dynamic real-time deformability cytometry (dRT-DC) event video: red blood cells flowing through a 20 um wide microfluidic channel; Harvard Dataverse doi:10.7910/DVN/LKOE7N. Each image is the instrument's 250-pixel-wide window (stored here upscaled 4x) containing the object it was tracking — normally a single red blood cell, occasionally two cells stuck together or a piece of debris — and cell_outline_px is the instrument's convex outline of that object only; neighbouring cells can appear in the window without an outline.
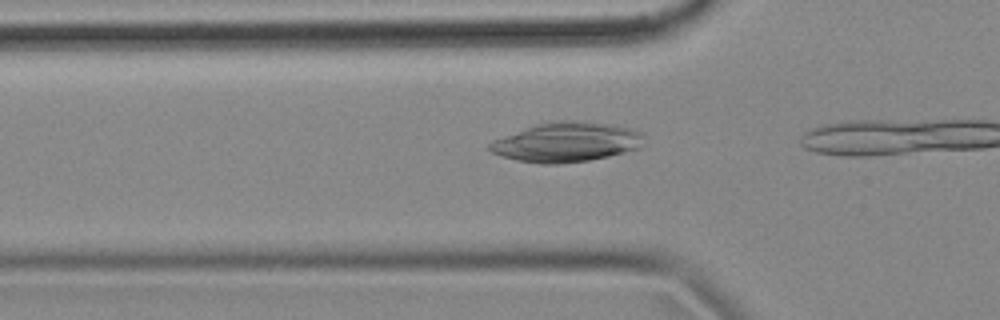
{"species": "common noctule bat (a hibernating species)", "species_latin": "Nyctalus noctula", "temperature_condition": "cold", "stored_images_in_passage": 11, "camera_frame_rate_fps": 3000, "um_per_image_px": 0.085, "animal": {"sex": "female", "body_mass_g": 18.4}, "frame": {"image": 1, "passage_image": 10, "time_ms": 3.0, "image_size_px": [1000, 320], "cell_outline_px": [[644, 132], [640, 148], [608, 156], [588, 160], [556, 164], [540, 164], [516, 160], [492, 152], [488, 148], [488, 144], [492, 140], [536, 124], [556, 120], [572, 120], [612, 124], [632, 128]], "centroid_in_image_um": [48.16, 12.07], "position_along_channel_um": 77.6, "area_um2": 35.6}}